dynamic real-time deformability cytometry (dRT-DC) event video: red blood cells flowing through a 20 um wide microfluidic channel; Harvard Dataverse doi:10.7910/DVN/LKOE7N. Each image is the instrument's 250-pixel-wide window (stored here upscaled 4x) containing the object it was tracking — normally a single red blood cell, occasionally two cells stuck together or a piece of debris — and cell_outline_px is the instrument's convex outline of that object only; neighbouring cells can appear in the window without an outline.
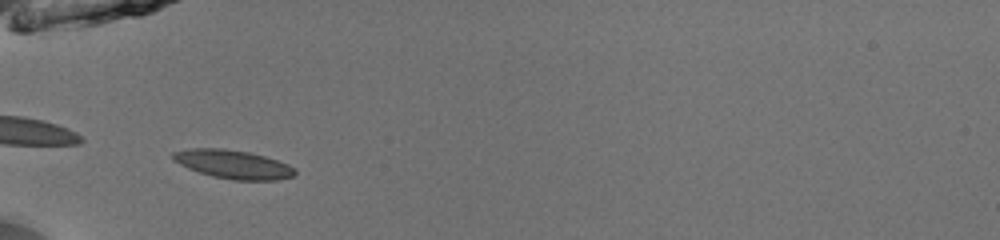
{"species": "common noctule bat (a hibernating species)", "species_latin": "Nyctalus noctula", "temperature_condition": "room temperature", "stored_images_in_passage": 34, "camera_frame_rate_fps": 3000, "um_per_image_px": 0.085, "animal": {"sex": "male", "body_mass_g": 13.0, "forearm_length_mm": 53.1}, "frame": {"image": 1, "passage_image": 1, "time_ms": 0.0, "image_size_px": [1000, 240], "cell_outline_px": [[296, 176], [280, 180], [232, 180], [212, 176], [188, 168], [172, 160], [172, 152], [192, 148], [224, 148], [248, 152], [264, 156], [288, 164], [296, 168]], "centroid_in_image_um": [19.85, 13.97], "position_along_channel_um": 65.2, "area_um2": 20.46}}
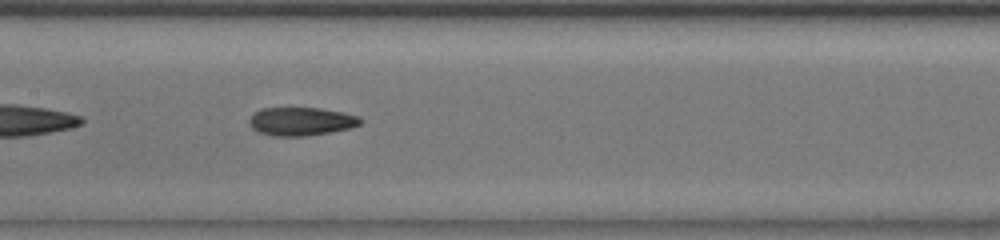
{"frame": {"image": 2, "passage_image": 10, "time_ms": 3.0, "image_size_px": [1000, 240], "cell_outline_px": [[364, 120], [360, 124], [352, 128], [308, 136], [272, 136], [260, 132], [252, 128], [248, 120], [260, 108], [320, 108], [360, 116]], "centroid_in_image_um": [25.63, 10.32], "position_along_channel_um": 181.8, "area_um2": 18.38}}
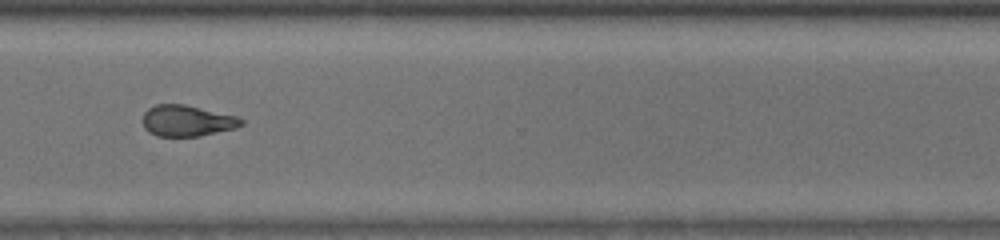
{"frame": {"image": 3, "passage_image": 23, "time_ms": 7.333, "image_size_px": [1000, 240], "cell_outline_px": [[244, 124], [236, 128], [200, 136], [156, 136], [148, 132], [144, 128], [140, 120], [144, 112], [148, 108], [156, 104], [184, 104], [236, 116], [244, 120]], "centroid_in_image_um": [15.85, 10.27], "position_along_channel_um": 354.7, "area_um2": 18.09}, "authors_computed_cell_mechanics": {"area_um2": 18.5827, "velocity_mm_per_s": 4.0139, "shape_relaxation_time_tau1_ms": 4.4878, "shape_relaxation_time_tau2_ms": 2.893, "deformation_change_tau1": 0.1291, "deformation_change_tau2": 0.0953}}